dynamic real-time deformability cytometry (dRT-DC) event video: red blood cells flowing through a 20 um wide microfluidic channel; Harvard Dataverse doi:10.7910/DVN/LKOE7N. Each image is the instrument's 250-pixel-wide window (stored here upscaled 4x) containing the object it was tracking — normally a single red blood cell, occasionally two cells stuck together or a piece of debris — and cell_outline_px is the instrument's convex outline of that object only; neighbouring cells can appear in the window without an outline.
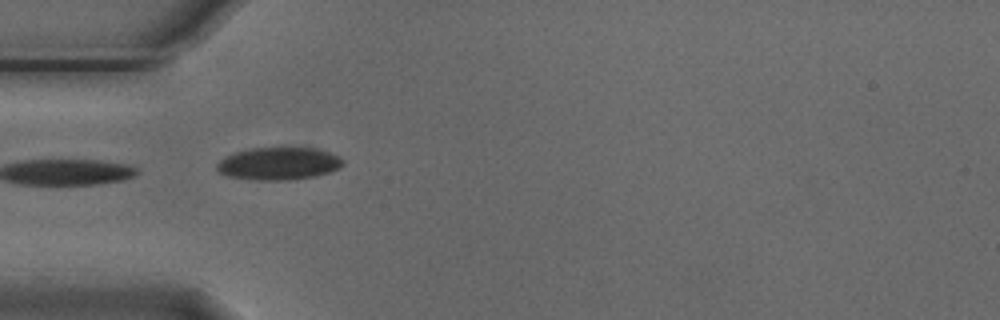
{"species": "Egyptian fruit bat (a non-hibernating species)", "species_latin": "Rousettus aegyptiacus", "temperature_condition": "cold", "stored_images_in_passage": 7, "camera_frame_rate_fps": 3000, "um_per_image_px": 0.085, "animal": {"sex": "male"}, "frame": {"image": 1, "passage_image": 1, "time_ms": 0.0, "image_size_px": [1000, 320], "cell_outline_px": [[344, 164], [340, 168], [316, 176], [288, 180], [256, 180], [228, 176], [216, 172], [216, 164], [224, 156], [236, 152], [252, 148], [316, 148], [340, 156], [344, 160]], "centroid_in_image_um": [23.68, 13.91], "position_along_channel_um": 61.3, "area_um2": 24.04}}
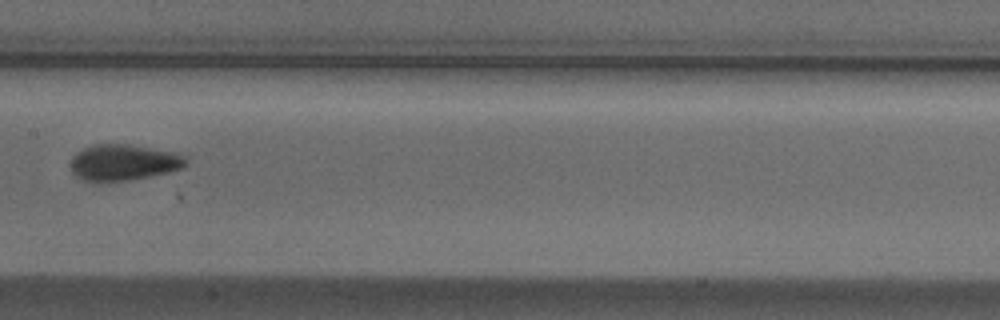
{"frame": {"image": 2, "passage_image": 4, "time_ms": 1.0, "image_size_px": [1000, 320], "cell_outline_px": [[188, 164], [184, 168], [168, 172], [128, 180], [96, 184], [84, 180], [76, 176], [72, 172], [72, 156], [76, 152], [92, 144], [124, 144], [176, 152], [184, 156], [188, 160]], "centroid_in_image_um": [10.49, 13.83], "position_along_channel_um": 196.9, "area_um2": 24.57}}
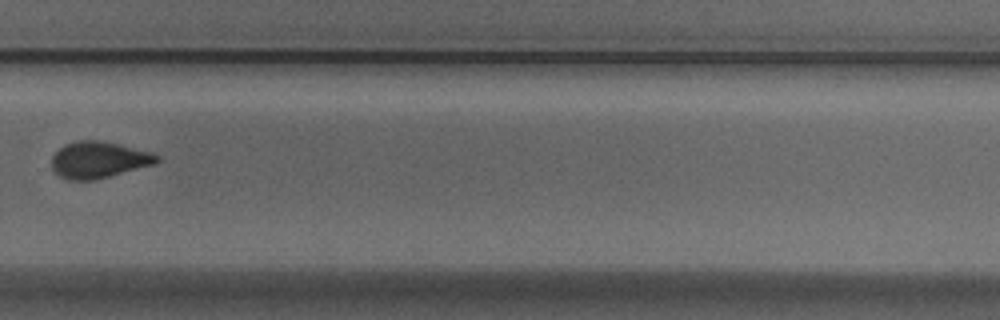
{"frame": {"image": 3, "passage_image": 7, "time_ms": 2.0, "image_size_px": [1000, 320], "cell_outline_px": [[160, 160], [156, 164], [96, 180], [68, 180], [60, 176], [52, 168], [52, 156], [64, 144], [76, 140], [100, 140], [152, 152], [160, 156]], "centroid_in_image_um": [8.41, 13.59], "position_along_channel_um": 321.4, "area_um2": 22.54}}